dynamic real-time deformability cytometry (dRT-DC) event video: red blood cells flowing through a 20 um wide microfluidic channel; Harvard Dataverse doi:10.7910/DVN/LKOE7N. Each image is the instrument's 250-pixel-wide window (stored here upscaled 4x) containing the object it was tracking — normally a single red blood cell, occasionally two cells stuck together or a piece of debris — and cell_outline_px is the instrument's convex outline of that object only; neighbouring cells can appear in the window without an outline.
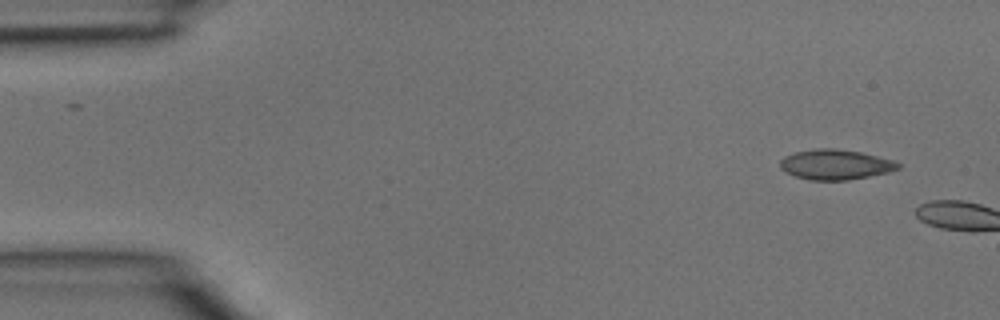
{"species": "common noctule bat (a hibernating species)", "species_latin": "Nyctalus noctula", "temperature_condition": "room temperature", "stored_images_in_passage": 2, "camera_frame_rate_fps": 3000, "um_per_image_px": 0.085, "animal": {"sex": "male", "body_mass_g": 15.6}, "frame": {"image": 1, "passage_image": 2, "time_ms": 0.333, "image_size_px": [1000, 320], "cell_outline_px": [[900, 168], [888, 172], [848, 180], [812, 180], [796, 176], [780, 168], [780, 160], [784, 156], [796, 152], [816, 148], [836, 148], [860, 152], [892, 160], [900, 164]], "centroid_in_image_um": [71.0, 13.98], "position_along_channel_um": 14.0, "area_um2": 20.46}}